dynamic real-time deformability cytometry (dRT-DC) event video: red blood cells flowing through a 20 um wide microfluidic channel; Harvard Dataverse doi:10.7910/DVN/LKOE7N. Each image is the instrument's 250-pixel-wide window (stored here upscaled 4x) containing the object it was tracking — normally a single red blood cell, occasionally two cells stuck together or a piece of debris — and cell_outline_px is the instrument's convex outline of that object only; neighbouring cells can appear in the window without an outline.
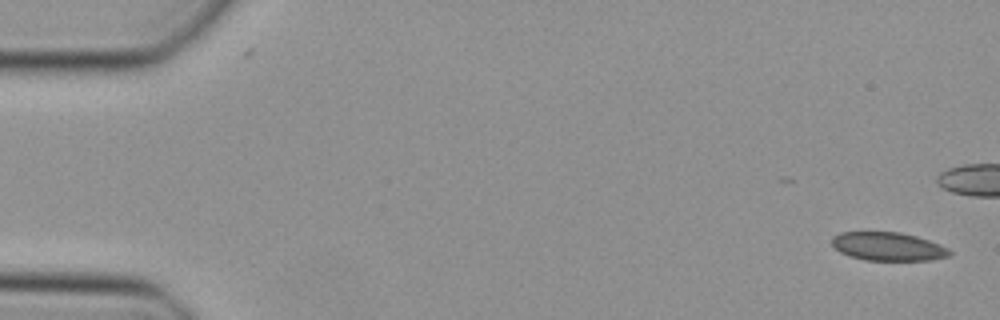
{"species": "Egyptian fruit bat (a non-hibernating species)", "species_latin": "Rousettus aegyptiacus", "temperature_condition": "cold", "stored_images_in_passage": 39, "camera_frame_rate_fps": 3000, "um_per_image_px": 0.085, "animal": {"sex": "female"}, "frame": {"image": 1, "passage_image": 1, "time_ms": 0.0, "image_size_px": [1000, 320], "cell_outline_px": [[952, 252], [948, 256], [932, 260], [864, 260], [840, 252], [832, 244], [832, 236], [840, 232], [900, 232], [916, 236], [940, 244], [948, 248]], "centroid_in_image_um": [75.49, 20.94], "position_along_channel_um": 9.5, "area_um2": 19.42}}
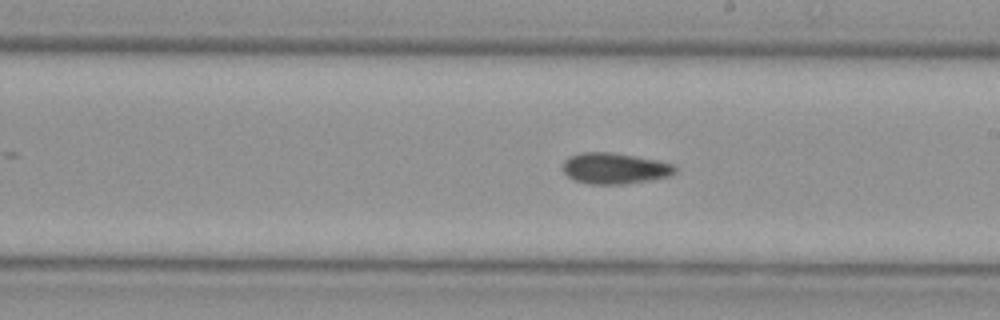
{"frame": {"image": 2, "passage_image": 27, "time_ms": 8.667, "image_size_px": [1000, 320], "cell_outline_px": [[676, 172], [668, 176], [652, 180], [624, 184], [588, 184], [576, 180], [568, 176], [564, 172], [564, 160], [568, 156], [580, 152], [612, 152], [636, 156], [676, 164]], "centroid_in_image_um": [52.27, 14.3], "position_along_channel_um": 236.7, "area_um2": 20.4}}
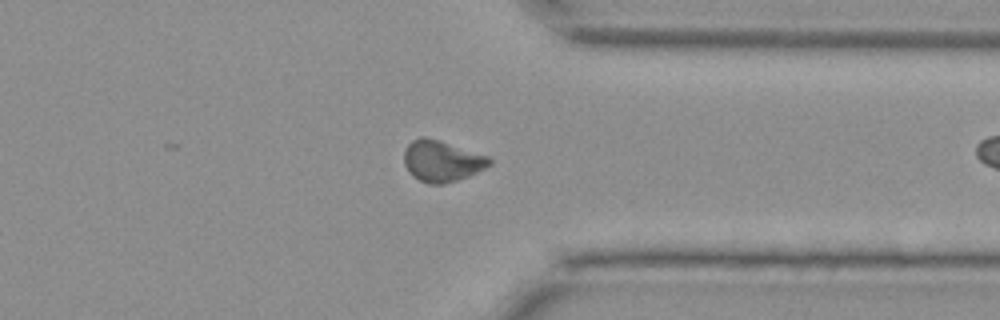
{"frame": {"image": 3, "passage_image": 37, "time_ms": 12.0, "image_size_px": [1000, 320], "cell_outline_px": [[492, 164], [468, 176], [444, 184], [428, 184], [412, 176], [408, 172], [404, 164], [404, 152], [408, 144], [412, 140], [420, 136], [424, 136], [440, 140], [488, 156], [492, 160]], "centroid_in_image_um": [37.53, 13.68], "position_along_channel_um": 373.9, "area_um2": 20.52}}